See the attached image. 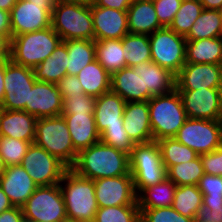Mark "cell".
Listing matches in <instances>:
<instances>
[{
	"mask_svg": "<svg viewBox=\"0 0 222 222\" xmlns=\"http://www.w3.org/2000/svg\"><path fill=\"white\" fill-rule=\"evenodd\" d=\"M66 182L62 186V182ZM60 189L64 199L67 217L77 222H93L99 209L95 196L94 181L67 169L61 179Z\"/></svg>",
	"mask_w": 222,
	"mask_h": 222,
	"instance_id": "3957f363",
	"label": "cell"
},
{
	"mask_svg": "<svg viewBox=\"0 0 222 222\" xmlns=\"http://www.w3.org/2000/svg\"><path fill=\"white\" fill-rule=\"evenodd\" d=\"M75 1H81V0H55L56 3H61V2H75Z\"/></svg>",
	"mask_w": 222,
	"mask_h": 222,
	"instance_id": "6125c7cd",
	"label": "cell"
},
{
	"mask_svg": "<svg viewBox=\"0 0 222 222\" xmlns=\"http://www.w3.org/2000/svg\"><path fill=\"white\" fill-rule=\"evenodd\" d=\"M195 222H222V206L207 207L202 205L198 209Z\"/></svg>",
	"mask_w": 222,
	"mask_h": 222,
	"instance_id": "c3c4849f",
	"label": "cell"
},
{
	"mask_svg": "<svg viewBox=\"0 0 222 222\" xmlns=\"http://www.w3.org/2000/svg\"><path fill=\"white\" fill-rule=\"evenodd\" d=\"M203 10L199 0H183L169 28L185 37Z\"/></svg>",
	"mask_w": 222,
	"mask_h": 222,
	"instance_id": "74e56055",
	"label": "cell"
},
{
	"mask_svg": "<svg viewBox=\"0 0 222 222\" xmlns=\"http://www.w3.org/2000/svg\"><path fill=\"white\" fill-rule=\"evenodd\" d=\"M61 42V37L51 26L40 31L23 33L11 38L10 59L18 65L34 69Z\"/></svg>",
	"mask_w": 222,
	"mask_h": 222,
	"instance_id": "5b68a950",
	"label": "cell"
},
{
	"mask_svg": "<svg viewBox=\"0 0 222 222\" xmlns=\"http://www.w3.org/2000/svg\"><path fill=\"white\" fill-rule=\"evenodd\" d=\"M93 181L99 207L138 205L132 175L99 178Z\"/></svg>",
	"mask_w": 222,
	"mask_h": 222,
	"instance_id": "9a60e30c",
	"label": "cell"
},
{
	"mask_svg": "<svg viewBox=\"0 0 222 222\" xmlns=\"http://www.w3.org/2000/svg\"><path fill=\"white\" fill-rule=\"evenodd\" d=\"M4 76H5V61L0 62V106L5 96Z\"/></svg>",
	"mask_w": 222,
	"mask_h": 222,
	"instance_id": "9f6ffc18",
	"label": "cell"
},
{
	"mask_svg": "<svg viewBox=\"0 0 222 222\" xmlns=\"http://www.w3.org/2000/svg\"><path fill=\"white\" fill-rule=\"evenodd\" d=\"M63 111V99L56 84L35 81L29 96L27 113L38 118L60 116Z\"/></svg>",
	"mask_w": 222,
	"mask_h": 222,
	"instance_id": "ac0fdd59",
	"label": "cell"
},
{
	"mask_svg": "<svg viewBox=\"0 0 222 222\" xmlns=\"http://www.w3.org/2000/svg\"><path fill=\"white\" fill-rule=\"evenodd\" d=\"M176 185L167 177L158 184L144 188L137 195L140 209L171 207L174 201Z\"/></svg>",
	"mask_w": 222,
	"mask_h": 222,
	"instance_id": "f546056e",
	"label": "cell"
},
{
	"mask_svg": "<svg viewBox=\"0 0 222 222\" xmlns=\"http://www.w3.org/2000/svg\"><path fill=\"white\" fill-rule=\"evenodd\" d=\"M0 187L13 206L22 207L38 186L21 165H11L1 173Z\"/></svg>",
	"mask_w": 222,
	"mask_h": 222,
	"instance_id": "d6986e66",
	"label": "cell"
},
{
	"mask_svg": "<svg viewBox=\"0 0 222 222\" xmlns=\"http://www.w3.org/2000/svg\"><path fill=\"white\" fill-rule=\"evenodd\" d=\"M204 9L219 10L222 0H199Z\"/></svg>",
	"mask_w": 222,
	"mask_h": 222,
	"instance_id": "6f0895ef",
	"label": "cell"
},
{
	"mask_svg": "<svg viewBox=\"0 0 222 222\" xmlns=\"http://www.w3.org/2000/svg\"><path fill=\"white\" fill-rule=\"evenodd\" d=\"M111 91L126 102L142 101L141 63L114 72L111 75Z\"/></svg>",
	"mask_w": 222,
	"mask_h": 222,
	"instance_id": "484cf974",
	"label": "cell"
},
{
	"mask_svg": "<svg viewBox=\"0 0 222 222\" xmlns=\"http://www.w3.org/2000/svg\"><path fill=\"white\" fill-rule=\"evenodd\" d=\"M60 222H77V221H74L73 219L66 218V219H64L63 221H60Z\"/></svg>",
	"mask_w": 222,
	"mask_h": 222,
	"instance_id": "be15d7a7",
	"label": "cell"
},
{
	"mask_svg": "<svg viewBox=\"0 0 222 222\" xmlns=\"http://www.w3.org/2000/svg\"><path fill=\"white\" fill-rule=\"evenodd\" d=\"M122 42L127 67L151 61L148 35L128 33L122 38Z\"/></svg>",
	"mask_w": 222,
	"mask_h": 222,
	"instance_id": "e575fe53",
	"label": "cell"
},
{
	"mask_svg": "<svg viewBox=\"0 0 222 222\" xmlns=\"http://www.w3.org/2000/svg\"><path fill=\"white\" fill-rule=\"evenodd\" d=\"M56 4H36L18 0L10 11L12 37L40 31L51 26V13Z\"/></svg>",
	"mask_w": 222,
	"mask_h": 222,
	"instance_id": "4fadbf2b",
	"label": "cell"
},
{
	"mask_svg": "<svg viewBox=\"0 0 222 222\" xmlns=\"http://www.w3.org/2000/svg\"><path fill=\"white\" fill-rule=\"evenodd\" d=\"M222 88V64L185 63L175 78L177 91Z\"/></svg>",
	"mask_w": 222,
	"mask_h": 222,
	"instance_id": "2e32d148",
	"label": "cell"
},
{
	"mask_svg": "<svg viewBox=\"0 0 222 222\" xmlns=\"http://www.w3.org/2000/svg\"><path fill=\"white\" fill-rule=\"evenodd\" d=\"M123 127L134 144L153 141L148 101L126 102Z\"/></svg>",
	"mask_w": 222,
	"mask_h": 222,
	"instance_id": "ffe728a7",
	"label": "cell"
},
{
	"mask_svg": "<svg viewBox=\"0 0 222 222\" xmlns=\"http://www.w3.org/2000/svg\"><path fill=\"white\" fill-rule=\"evenodd\" d=\"M140 222H195L177 212L172 207L140 209Z\"/></svg>",
	"mask_w": 222,
	"mask_h": 222,
	"instance_id": "60d3db41",
	"label": "cell"
},
{
	"mask_svg": "<svg viewBox=\"0 0 222 222\" xmlns=\"http://www.w3.org/2000/svg\"><path fill=\"white\" fill-rule=\"evenodd\" d=\"M11 40L4 34H0V62L10 60Z\"/></svg>",
	"mask_w": 222,
	"mask_h": 222,
	"instance_id": "f5cc1de1",
	"label": "cell"
},
{
	"mask_svg": "<svg viewBox=\"0 0 222 222\" xmlns=\"http://www.w3.org/2000/svg\"><path fill=\"white\" fill-rule=\"evenodd\" d=\"M62 42L68 52V75L76 76L86 65L96 60L95 40L75 39Z\"/></svg>",
	"mask_w": 222,
	"mask_h": 222,
	"instance_id": "4dcf8cb0",
	"label": "cell"
},
{
	"mask_svg": "<svg viewBox=\"0 0 222 222\" xmlns=\"http://www.w3.org/2000/svg\"><path fill=\"white\" fill-rule=\"evenodd\" d=\"M219 12H220V16H221V18H222V5H221V7L219 8Z\"/></svg>",
	"mask_w": 222,
	"mask_h": 222,
	"instance_id": "e7e4bbea",
	"label": "cell"
},
{
	"mask_svg": "<svg viewBox=\"0 0 222 222\" xmlns=\"http://www.w3.org/2000/svg\"><path fill=\"white\" fill-rule=\"evenodd\" d=\"M129 161L136 195L144 188L158 184L167 177L156 141L135 144L129 155Z\"/></svg>",
	"mask_w": 222,
	"mask_h": 222,
	"instance_id": "52a82bcc",
	"label": "cell"
},
{
	"mask_svg": "<svg viewBox=\"0 0 222 222\" xmlns=\"http://www.w3.org/2000/svg\"><path fill=\"white\" fill-rule=\"evenodd\" d=\"M203 205V194L198 185L176 186L172 208L185 217L195 219Z\"/></svg>",
	"mask_w": 222,
	"mask_h": 222,
	"instance_id": "836d02e7",
	"label": "cell"
},
{
	"mask_svg": "<svg viewBox=\"0 0 222 222\" xmlns=\"http://www.w3.org/2000/svg\"><path fill=\"white\" fill-rule=\"evenodd\" d=\"M30 142L0 135V155L5 167L21 165Z\"/></svg>",
	"mask_w": 222,
	"mask_h": 222,
	"instance_id": "ab89813d",
	"label": "cell"
},
{
	"mask_svg": "<svg viewBox=\"0 0 222 222\" xmlns=\"http://www.w3.org/2000/svg\"><path fill=\"white\" fill-rule=\"evenodd\" d=\"M33 143L44 148L68 169L76 161L78 152L73 147L66 121L62 115L38 118Z\"/></svg>",
	"mask_w": 222,
	"mask_h": 222,
	"instance_id": "8992f818",
	"label": "cell"
},
{
	"mask_svg": "<svg viewBox=\"0 0 222 222\" xmlns=\"http://www.w3.org/2000/svg\"><path fill=\"white\" fill-rule=\"evenodd\" d=\"M28 1L36 4H56L55 0H28Z\"/></svg>",
	"mask_w": 222,
	"mask_h": 222,
	"instance_id": "91938a15",
	"label": "cell"
},
{
	"mask_svg": "<svg viewBox=\"0 0 222 222\" xmlns=\"http://www.w3.org/2000/svg\"><path fill=\"white\" fill-rule=\"evenodd\" d=\"M62 98H69L73 96H81L84 90L75 75H65L61 80L56 83Z\"/></svg>",
	"mask_w": 222,
	"mask_h": 222,
	"instance_id": "bcb514c9",
	"label": "cell"
},
{
	"mask_svg": "<svg viewBox=\"0 0 222 222\" xmlns=\"http://www.w3.org/2000/svg\"><path fill=\"white\" fill-rule=\"evenodd\" d=\"M36 121L37 118L26 111L0 108V135L32 144L35 139Z\"/></svg>",
	"mask_w": 222,
	"mask_h": 222,
	"instance_id": "603a6c76",
	"label": "cell"
},
{
	"mask_svg": "<svg viewBox=\"0 0 222 222\" xmlns=\"http://www.w3.org/2000/svg\"><path fill=\"white\" fill-rule=\"evenodd\" d=\"M93 2L99 7L128 10L133 0H93Z\"/></svg>",
	"mask_w": 222,
	"mask_h": 222,
	"instance_id": "f907efd6",
	"label": "cell"
},
{
	"mask_svg": "<svg viewBox=\"0 0 222 222\" xmlns=\"http://www.w3.org/2000/svg\"><path fill=\"white\" fill-rule=\"evenodd\" d=\"M151 61L169 70L175 76L186 63V39L169 27L148 35Z\"/></svg>",
	"mask_w": 222,
	"mask_h": 222,
	"instance_id": "9c48e42d",
	"label": "cell"
},
{
	"mask_svg": "<svg viewBox=\"0 0 222 222\" xmlns=\"http://www.w3.org/2000/svg\"><path fill=\"white\" fill-rule=\"evenodd\" d=\"M93 222H140L138 205L99 207Z\"/></svg>",
	"mask_w": 222,
	"mask_h": 222,
	"instance_id": "f35d334b",
	"label": "cell"
},
{
	"mask_svg": "<svg viewBox=\"0 0 222 222\" xmlns=\"http://www.w3.org/2000/svg\"><path fill=\"white\" fill-rule=\"evenodd\" d=\"M63 99L62 114H94L96 98L83 94Z\"/></svg>",
	"mask_w": 222,
	"mask_h": 222,
	"instance_id": "7bdbcfd3",
	"label": "cell"
},
{
	"mask_svg": "<svg viewBox=\"0 0 222 222\" xmlns=\"http://www.w3.org/2000/svg\"><path fill=\"white\" fill-rule=\"evenodd\" d=\"M222 37V18L219 10L204 9L195 20L186 41Z\"/></svg>",
	"mask_w": 222,
	"mask_h": 222,
	"instance_id": "d6a6232c",
	"label": "cell"
},
{
	"mask_svg": "<svg viewBox=\"0 0 222 222\" xmlns=\"http://www.w3.org/2000/svg\"><path fill=\"white\" fill-rule=\"evenodd\" d=\"M166 172L167 178L176 186L198 185L205 174L200 156L197 159L173 165Z\"/></svg>",
	"mask_w": 222,
	"mask_h": 222,
	"instance_id": "8d00e7d4",
	"label": "cell"
},
{
	"mask_svg": "<svg viewBox=\"0 0 222 222\" xmlns=\"http://www.w3.org/2000/svg\"><path fill=\"white\" fill-rule=\"evenodd\" d=\"M4 168H5V166H4L3 162H2V157L0 155V175L3 172Z\"/></svg>",
	"mask_w": 222,
	"mask_h": 222,
	"instance_id": "94428289",
	"label": "cell"
},
{
	"mask_svg": "<svg viewBox=\"0 0 222 222\" xmlns=\"http://www.w3.org/2000/svg\"><path fill=\"white\" fill-rule=\"evenodd\" d=\"M178 92L187 118L222 121V88Z\"/></svg>",
	"mask_w": 222,
	"mask_h": 222,
	"instance_id": "5bb4252c",
	"label": "cell"
},
{
	"mask_svg": "<svg viewBox=\"0 0 222 222\" xmlns=\"http://www.w3.org/2000/svg\"><path fill=\"white\" fill-rule=\"evenodd\" d=\"M51 27L62 41L94 40L91 2L81 0L56 3L51 13Z\"/></svg>",
	"mask_w": 222,
	"mask_h": 222,
	"instance_id": "7a4b0ae2",
	"label": "cell"
},
{
	"mask_svg": "<svg viewBox=\"0 0 222 222\" xmlns=\"http://www.w3.org/2000/svg\"><path fill=\"white\" fill-rule=\"evenodd\" d=\"M76 76L89 96L98 98L111 91V75L97 60L86 65Z\"/></svg>",
	"mask_w": 222,
	"mask_h": 222,
	"instance_id": "f1b7e54d",
	"label": "cell"
},
{
	"mask_svg": "<svg viewBox=\"0 0 222 222\" xmlns=\"http://www.w3.org/2000/svg\"><path fill=\"white\" fill-rule=\"evenodd\" d=\"M203 205L207 207H221L222 197L203 196Z\"/></svg>",
	"mask_w": 222,
	"mask_h": 222,
	"instance_id": "11a10c76",
	"label": "cell"
},
{
	"mask_svg": "<svg viewBox=\"0 0 222 222\" xmlns=\"http://www.w3.org/2000/svg\"><path fill=\"white\" fill-rule=\"evenodd\" d=\"M35 81L32 68L18 65L11 59L5 61V96L0 108L26 111L29 108L30 91Z\"/></svg>",
	"mask_w": 222,
	"mask_h": 222,
	"instance_id": "30bf717a",
	"label": "cell"
},
{
	"mask_svg": "<svg viewBox=\"0 0 222 222\" xmlns=\"http://www.w3.org/2000/svg\"><path fill=\"white\" fill-rule=\"evenodd\" d=\"M94 40L122 39L128 30L127 10L99 7L91 2Z\"/></svg>",
	"mask_w": 222,
	"mask_h": 222,
	"instance_id": "e0dca14e",
	"label": "cell"
},
{
	"mask_svg": "<svg viewBox=\"0 0 222 222\" xmlns=\"http://www.w3.org/2000/svg\"><path fill=\"white\" fill-rule=\"evenodd\" d=\"M21 166L37 186L60 184L64 172L68 169L56 157L35 143L28 147Z\"/></svg>",
	"mask_w": 222,
	"mask_h": 222,
	"instance_id": "7c38bea8",
	"label": "cell"
},
{
	"mask_svg": "<svg viewBox=\"0 0 222 222\" xmlns=\"http://www.w3.org/2000/svg\"><path fill=\"white\" fill-rule=\"evenodd\" d=\"M18 0H0V9L10 12Z\"/></svg>",
	"mask_w": 222,
	"mask_h": 222,
	"instance_id": "680465c9",
	"label": "cell"
},
{
	"mask_svg": "<svg viewBox=\"0 0 222 222\" xmlns=\"http://www.w3.org/2000/svg\"><path fill=\"white\" fill-rule=\"evenodd\" d=\"M156 142L160 148L161 158L166 170L173 165L185 163L199 157L194 150L183 145L174 137L163 138Z\"/></svg>",
	"mask_w": 222,
	"mask_h": 222,
	"instance_id": "d590c367",
	"label": "cell"
},
{
	"mask_svg": "<svg viewBox=\"0 0 222 222\" xmlns=\"http://www.w3.org/2000/svg\"><path fill=\"white\" fill-rule=\"evenodd\" d=\"M23 210L22 207L14 206L9 210L0 213V222H23Z\"/></svg>",
	"mask_w": 222,
	"mask_h": 222,
	"instance_id": "681fc988",
	"label": "cell"
},
{
	"mask_svg": "<svg viewBox=\"0 0 222 222\" xmlns=\"http://www.w3.org/2000/svg\"><path fill=\"white\" fill-rule=\"evenodd\" d=\"M14 207L6 193L0 187V213Z\"/></svg>",
	"mask_w": 222,
	"mask_h": 222,
	"instance_id": "db71d44e",
	"label": "cell"
},
{
	"mask_svg": "<svg viewBox=\"0 0 222 222\" xmlns=\"http://www.w3.org/2000/svg\"><path fill=\"white\" fill-rule=\"evenodd\" d=\"M153 141L172 138L187 119L179 92L155 95L148 100Z\"/></svg>",
	"mask_w": 222,
	"mask_h": 222,
	"instance_id": "277c9868",
	"label": "cell"
},
{
	"mask_svg": "<svg viewBox=\"0 0 222 222\" xmlns=\"http://www.w3.org/2000/svg\"><path fill=\"white\" fill-rule=\"evenodd\" d=\"M186 63L222 64V37L186 41Z\"/></svg>",
	"mask_w": 222,
	"mask_h": 222,
	"instance_id": "4316f807",
	"label": "cell"
},
{
	"mask_svg": "<svg viewBox=\"0 0 222 222\" xmlns=\"http://www.w3.org/2000/svg\"><path fill=\"white\" fill-rule=\"evenodd\" d=\"M22 210L27 222H60L68 218L60 184L38 186Z\"/></svg>",
	"mask_w": 222,
	"mask_h": 222,
	"instance_id": "ba28073f",
	"label": "cell"
},
{
	"mask_svg": "<svg viewBox=\"0 0 222 222\" xmlns=\"http://www.w3.org/2000/svg\"><path fill=\"white\" fill-rule=\"evenodd\" d=\"M204 173L209 175L222 176V147H218L216 150L199 155Z\"/></svg>",
	"mask_w": 222,
	"mask_h": 222,
	"instance_id": "f6af8a7d",
	"label": "cell"
},
{
	"mask_svg": "<svg viewBox=\"0 0 222 222\" xmlns=\"http://www.w3.org/2000/svg\"><path fill=\"white\" fill-rule=\"evenodd\" d=\"M96 60L112 75L126 67L122 39L95 40Z\"/></svg>",
	"mask_w": 222,
	"mask_h": 222,
	"instance_id": "1f68e13d",
	"label": "cell"
},
{
	"mask_svg": "<svg viewBox=\"0 0 222 222\" xmlns=\"http://www.w3.org/2000/svg\"><path fill=\"white\" fill-rule=\"evenodd\" d=\"M70 169L91 180L131 175L129 155L101 141L79 151Z\"/></svg>",
	"mask_w": 222,
	"mask_h": 222,
	"instance_id": "6da1fadb",
	"label": "cell"
},
{
	"mask_svg": "<svg viewBox=\"0 0 222 222\" xmlns=\"http://www.w3.org/2000/svg\"><path fill=\"white\" fill-rule=\"evenodd\" d=\"M0 34L6 35L10 40L12 38V30L10 25V12L0 9Z\"/></svg>",
	"mask_w": 222,
	"mask_h": 222,
	"instance_id": "816d5d0a",
	"label": "cell"
},
{
	"mask_svg": "<svg viewBox=\"0 0 222 222\" xmlns=\"http://www.w3.org/2000/svg\"><path fill=\"white\" fill-rule=\"evenodd\" d=\"M66 121L74 149L79 152L100 141L94 114H61Z\"/></svg>",
	"mask_w": 222,
	"mask_h": 222,
	"instance_id": "cb8c5ba5",
	"label": "cell"
},
{
	"mask_svg": "<svg viewBox=\"0 0 222 222\" xmlns=\"http://www.w3.org/2000/svg\"><path fill=\"white\" fill-rule=\"evenodd\" d=\"M100 141L128 155L131 154L135 145L129 138L124 127L106 128L100 134Z\"/></svg>",
	"mask_w": 222,
	"mask_h": 222,
	"instance_id": "b9f144b4",
	"label": "cell"
},
{
	"mask_svg": "<svg viewBox=\"0 0 222 222\" xmlns=\"http://www.w3.org/2000/svg\"><path fill=\"white\" fill-rule=\"evenodd\" d=\"M174 138L198 155L212 152L221 146L222 121L187 118Z\"/></svg>",
	"mask_w": 222,
	"mask_h": 222,
	"instance_id": "8fae6325",
	"label": "cell"
},
{
	"mask_svg": "<svg viewBox=\"0 0 222 222\" xmlns=\"http://www.w3.org/2000/svg\"><path fill=\"white\" fill-rule=\"evenodd\" d=\"M125 105L126 101L112 91L96 98L94 118L99 134L106 128L123 127Z\"/></svg>",
	"mask_w": 222,
	"mask_h": 222,
	"instance_id": "7402d4cb",
	"label": "cell"
},
{
	"mask_svg": "<svg viewBox=\"0 0 222 222\" xmlns=\"http://www.w3.org/2000/svg\"><path fill=\"white\" fill-rule=\"evenodd\" d=\"M183 0H154L153 5L159 23L163 27H169L179 10Z\"/></svg>",
	"mask_w": 222,
	"mask_h": 222,
	"instance_id": "ee69618b",
	"label": "cell"
},
{
	"mask_svg": "<svg viewBox=\"0 0 222 222\" xmlns=\"http://www.w3.org/2000/svg\"><path fill=\"white\" fill-rule=\"evenodd\" d=\"M68 52L66 45L61 42L42 63L34 70L37 81L50 82L56 84L67 75Z\"/></svg>",
	"mask_w": 222,
	"mask_h": 222,
	"instance_id": "83f0119b",
	"label": "cell"
},
{
	"mask_svg": "<svg viewBox=\"0 0 222 222\" xmlns=\"http://www.w3.org/2000/svg\"><path fill=\"white\" fill-rule=\"evenodd\" d=\"M198 187L203 196L222 197V176L204 174Z\"/></svg>",
	"mask_w": 222,
	"mask_h": 222,
	"instance_id": "7dc6e473",
	"label": "cell"
},
{
	"mask_svg": "<svg viewBox=\"0 0 222 222\" xmlns=\"http://www.w3.org/2000/svg\"><path fill=\"white\" fill-rule=\"evenodd\" d=\"M175 78L169 70L152 61L141 63L142 101L155 95L168 94L175 89Z\"/></svg>",
	"mask_w": 222,
	"mask_h": 222,
	"instance_id": "44dd1931",
	"label": "cell"
},
{
	"mask_svg": "<svg viewBox=\"0 0 222 222\" xmlns=\"http://www.w3.org/2000/svg\"><path fill=\"white\" fill-rule=\"evenodd\" d=\"M127 17L129 33L151 35L163 28L158 21L153 1L133 0L127 10Z\"/></svg>",
	"mask_w": 222,
	"mask_h": 222,
	"instance_id": "d4e9b609",
	"label": "cell"
}]
</instances>
